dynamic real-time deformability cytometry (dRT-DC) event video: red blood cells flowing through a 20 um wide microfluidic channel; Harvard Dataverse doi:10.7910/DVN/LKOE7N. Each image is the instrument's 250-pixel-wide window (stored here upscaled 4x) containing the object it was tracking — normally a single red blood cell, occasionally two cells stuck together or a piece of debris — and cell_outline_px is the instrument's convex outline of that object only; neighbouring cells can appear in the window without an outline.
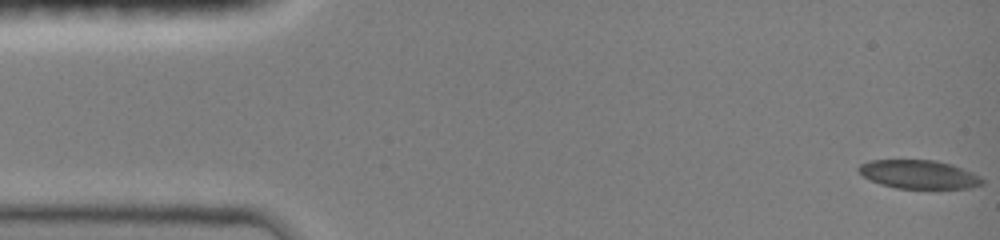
{"species": "common noctule bat (a hibernating species)", "species_latin": "Nyctalus noctula", "temperature_condition": "room temperature", "stored_images_in_passage": 17, "camera_frame_rate_fps": 3000, "um_per_image_px": 0.085, "animal": {"sex": "female", "body_mass_g": 19.0, "forearm_length_mm": 51.5}, "frame": {"image": 1, "passage_image": 1, "time_ms": 0.0, "image_size_px": [1000, 240], "cell_outline_px": [[984, 184], [972, 188], [896, 188], [880, 184], [864, 176], [856, 168], [860, 164], [868, 160], [936, 160], [952, 164], [972, 172], [980, 176], [984, 180]], "centroid_in_image_um": [78.13, 14.82], "position_along_channel_um": 6.9, "area_um2": 20.63}}
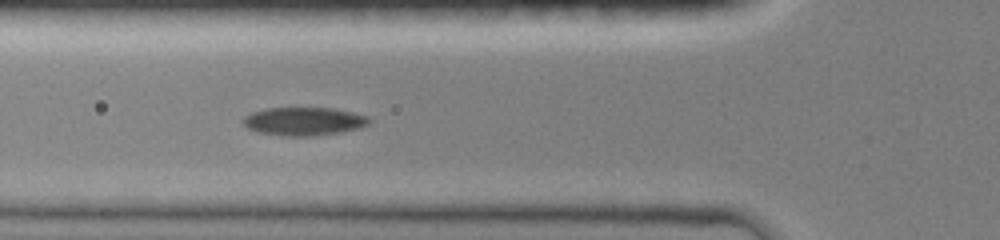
{"frame": {"image": 2, "passage_image": 12, "time_ms": 5.333, "image_size_px": [1000, 240], "cell_outline_px": [[372, 120], [368, 124], [360, 128], [340, 132], [308, 136], [288, 136], [256, 132], [248, 128], [240, 120], [244, 116], [252, 112], [264, 108], [332, 108], [352, 112], [368, 116]], "centroid_in_image_um": [25.81, 10.3], "position_along_channel_um": 100.0, "area_um2": 20.81}}
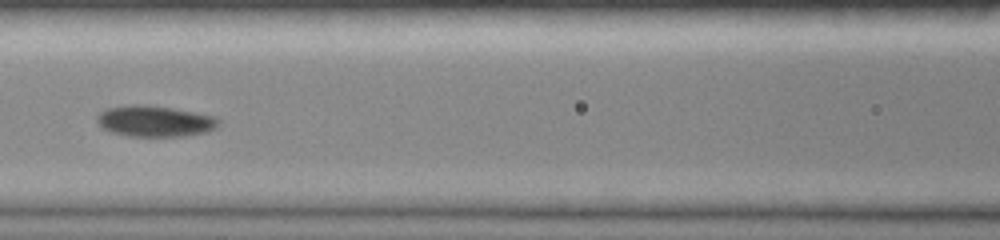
{"frame": {"image": 3, "passage_image": 15, "time_ms": 6.667, "image_size_px": [1000, 240], "cell_outline_px": [[220, 124], [216, 128], [208, 132], [184, 136], [128, 136], [112, 132], [100, 128], [96, 120], [96, 116], [100, 112], [108, 108], [132, 104], [144, 104], [172, 108], [216, 116], [220, 120]], "centroid_in_image_um": [13.16, 10.3], "position_along_channel_um": 153.4, "area_um2": 22.25}}